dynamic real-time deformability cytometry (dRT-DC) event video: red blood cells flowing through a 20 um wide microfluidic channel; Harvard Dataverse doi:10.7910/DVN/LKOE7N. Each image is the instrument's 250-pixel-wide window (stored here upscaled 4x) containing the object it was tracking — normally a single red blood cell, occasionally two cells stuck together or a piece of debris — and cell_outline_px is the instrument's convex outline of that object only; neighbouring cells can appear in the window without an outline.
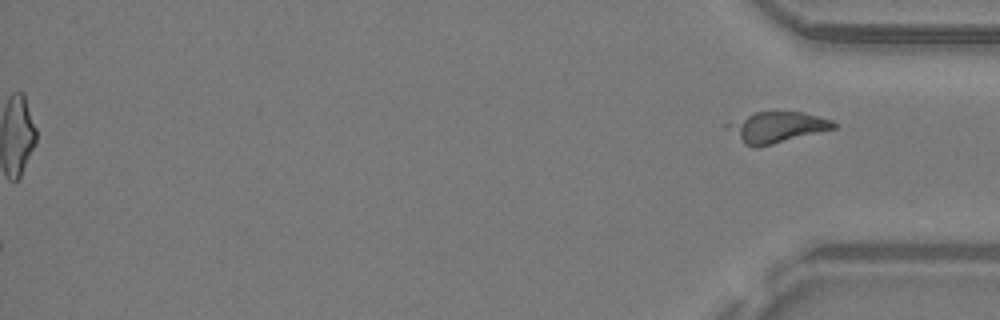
{"species": "common noctule bat (a hibernating species)", "species_latin": "Nyctalus noctula", "temperature_condition": "warm", "stored_images_in_passage": 37, "camera_frame_rate_fps": 3000, "um_per_image_px": 0.085, "animal": {"sex": "male", "body_mass_g": 19.2, "forearm_length_mm": 51.8}, "frame": {"image": 1, "passage_image": 37, "time_ms": 12.0, "image_size_px": [1000, 320], "cell_outline_px": [[836, 128], [760, 148], [752, 148], [744, 144], [724, 128], [724, 124], [756, 112], [800, 112], [832, 120], [836, 124]], "centroid_in_image_um": [65.98, 10.85], "position_along_channel_um": 369.2, "area_um2": 19.19}}